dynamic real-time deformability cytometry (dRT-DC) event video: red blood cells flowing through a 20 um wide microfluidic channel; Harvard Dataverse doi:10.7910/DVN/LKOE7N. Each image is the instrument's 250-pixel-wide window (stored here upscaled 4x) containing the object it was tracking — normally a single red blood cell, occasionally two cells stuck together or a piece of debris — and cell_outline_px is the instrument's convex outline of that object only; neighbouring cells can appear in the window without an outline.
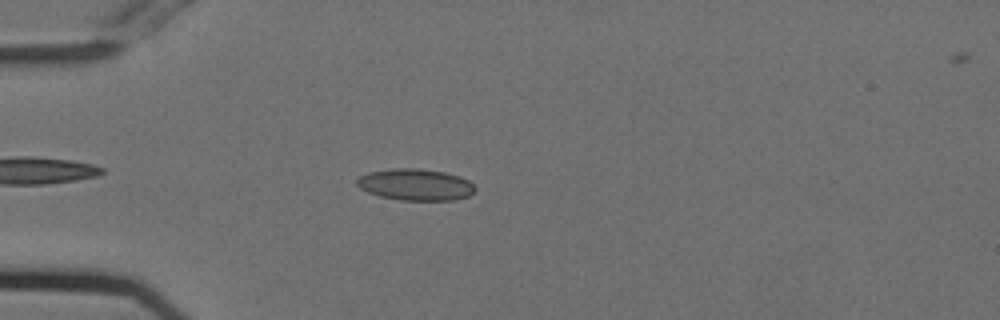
{"species": "Egyptian fruit bat (a non-hibernating species)", "species_latin": "Rousettus aegyptiacus", "temperature_condition": "cold", "stored_images_in_passage": 47, "camera_frame_rate_fps": 3000, "um_per_image_px": 0.085, "animal": {"sex": "female"}, "frame": {"image": 1, "passage_image": 8, "time_ms": 2.333, "image_size_px": [1000, 320], "cell_outline_px": [[476, 188], [468, 196], [452, 200], [400, 200], [380, 196], [368, 192], [360, 188], [356, 184], [356, 180], [360, 176], [368, 172], [396, 168], [416, 168], [444, 172], [460, 176], [468, 180]], "centroid_in_image_um": [35.3, 15.69], "position_along_channel_um": 49.7, "area_um2": 21.62}}
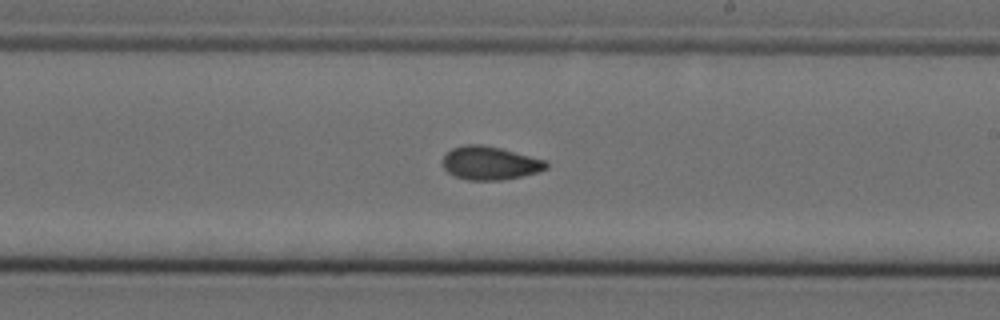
{"frame": {"image": 2, "passage_image": 25, "time_ms": 8.0, "image_size_px": [1000, 320], "cell_outline_px": [[548, 168], [540, 172], [500, 180], [468, 180], [456, 176], [448, 172], [444, 168], [444, 156], [452, 148], [464, 144], [480, 144], [500, 148], [544, 160], [548, 164]], "centroid_in_image_um": [41.65, 13.86], "position_along_channel_um": 247.4, "area_um2": 19.88}}
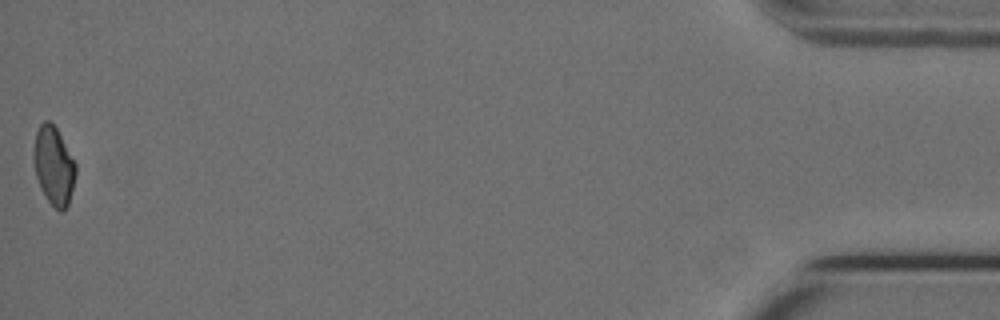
{"frame": {"image": 3, "passage_image": 47, "time_ms": 15.333, "image_size_px": [1000, 320], "cell_outline_px": [[76, 172], [68, 204], [64, 212], [60, 212], [48, 200], [40, 188], [36, 176], [36, 132], [40, 124], [44, 120], [48, 120], [56, 128], [76, 164]], "centroid_in_image_um": [4.6, 14.12], "position_along_channel_um": 430.6, "area_um2": 18.38}, "authors_computed_cell_mechanics": {"area_um2": 19.8832, "velocity_mm_per_s": 3.7375, "shape_relaxation_time_tau1_ms": null, "shape_relaxation_time_tau2_ms": 2.5091, "deformation_change_tau1": null, "deformation_change_tau2": 0.059}}